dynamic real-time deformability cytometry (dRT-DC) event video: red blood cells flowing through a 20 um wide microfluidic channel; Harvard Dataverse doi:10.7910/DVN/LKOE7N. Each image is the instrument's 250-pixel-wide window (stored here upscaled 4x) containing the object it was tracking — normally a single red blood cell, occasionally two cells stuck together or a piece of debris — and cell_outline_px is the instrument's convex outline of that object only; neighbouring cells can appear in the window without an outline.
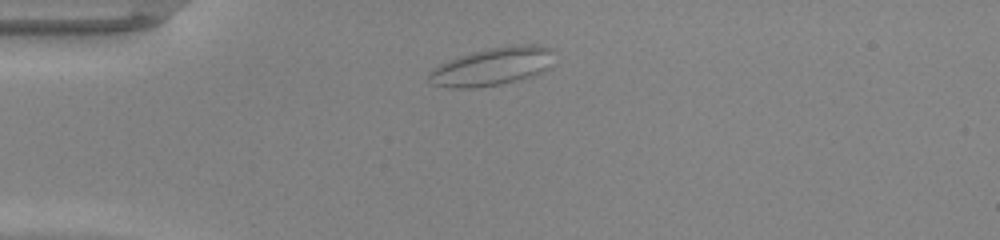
{"species": "common noctule bat (a hibernating species)", "species_latin": "Nyctalus noctula", "temperature_condition": "warm", "stored_images_in_passage": 40, "camera_frame_rate_fps": 3000, "um_per_image_px": 0.085, "animal": {"sex": "male", "body_mass_g": 20.0, "forearm_length_mm": 53.3}, "frame": {"image": 1, "passage_image": 2, "time_ms": 0.333, "image_size_px": [1000, 240], "cell_outline_px": [[552, 68], [528, 76], [500, 84], [472, 88], [448, 88], [432, 84], [428, 80], [428, 72], [432, 68], [448, 60], [472, 52], [492, 48], [516, 44], [536, 44], [552, 48]], "centroid_in_image_um": [41.82, 5.65], "position_along_channel_um": 43.2, "area_um2": 27.63}}
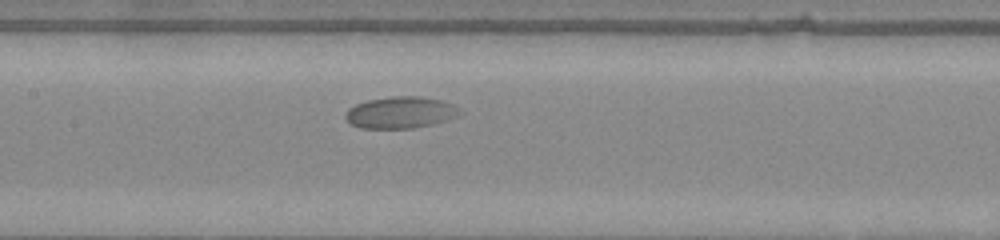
{"frame": {"image": 2, "passage_image": 14, "time_ms": 4.333, "image_size_px": [1000, 240], "cell_outline_px": [[464, 112], [460, 116], [448, 120], [432, 124], [412, 128], [360, 128], [348, 124], [344, 116], [348, 108], [356, 104], [368, 100], [392, 96], [420, 96], [440, 100], [452, 104], [460, 108]], "centroid_in_image_um": [34.05, 9.56], "position_along_channel_um": 173.3, "area_um2": 21.39}}
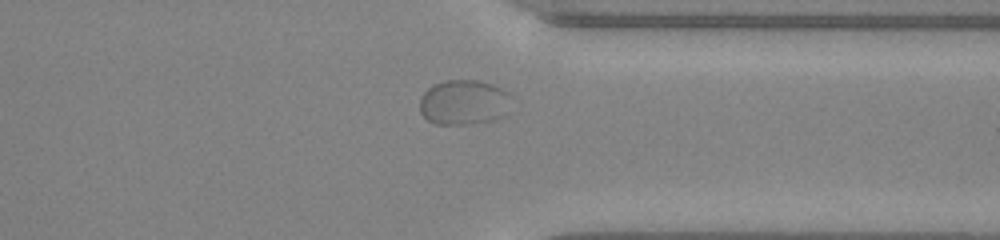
{"frame": {"image": 3, "passage_image": 29, "time_ms": 9.333, "image_size_px": [1000, 240], "cell_outline_px": [[512, 96], [504, 116], [492, 120], [472, 124], [436, 124], [428, 120], [420, 112], [420, 100], [424, 92], [432, 84], [444, 80], [476, 80], [492, 84], [508, 92]], "centroid_in_image_um": [39.42, 8.69], "position_along_channel_um": 372.0, "area_um2": 24.16}, "authors_computed_cell_mechanics": {"area_um2": 22.0796, "velocity_mm_per_s": 3.988, "shape_relaxation_time_tau1_ms": 2.465, "shape_relaxation_time_tau2_ms": null, "deformation_change_tau1": 0.0511, "deformation_change_tau2": null}}